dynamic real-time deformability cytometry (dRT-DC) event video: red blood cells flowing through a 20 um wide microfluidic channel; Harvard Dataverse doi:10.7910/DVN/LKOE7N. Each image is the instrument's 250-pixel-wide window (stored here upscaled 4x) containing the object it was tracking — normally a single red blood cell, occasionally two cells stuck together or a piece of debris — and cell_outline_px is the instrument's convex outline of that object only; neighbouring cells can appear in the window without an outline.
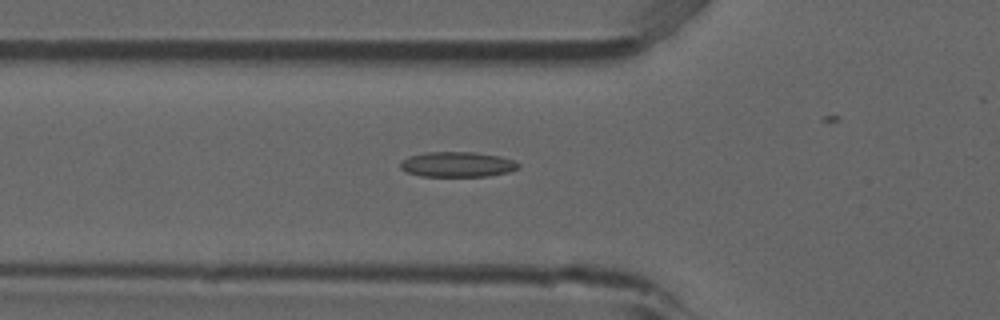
{"species": "common noctule bat (a hibernating species)", "species_latin": "Nyctalus noctula", "temperature_condition": "room temperature", "stored_images_in_passage": 41, "camera_frame_rate_fps": 3000, "um_per_image_px": 0.085, "animal": {"sex": "male", "forearm_length_mm": 52.5}, "frame": {"image": 1, "passage_image": 18, "time_ms": 5.667, "image_size_px": [1000, 320], "cell_outline_px": [[520, 168], [508, 172], [488, 176], [420, 176], [404, 172], [400, 168], [400, 160], [408, 156], [424, 152], [476, 152], [500, 156], [512, 160], [520, 164]], "centroid_in_image_um": [38.83, 13.97], "position_along_channel_um": 87.0, "area_um2": 17.57}}
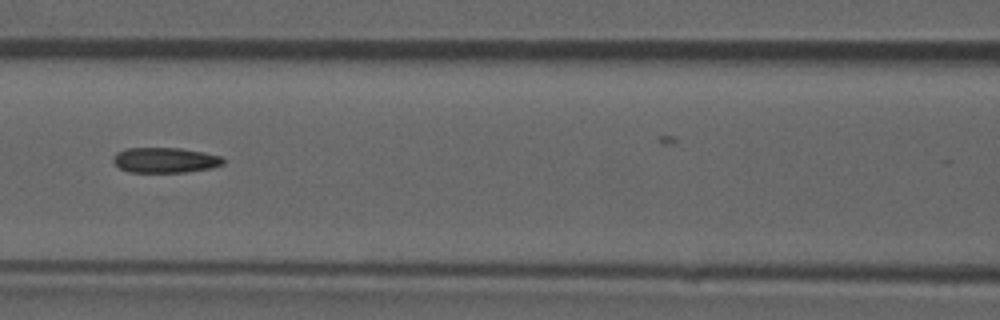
{"frame": {"image": 2, "passage_image": 23, "time_ms": 7.333, "image_size_px": [1000, 320], "cell_outline_px": [[224, 164], [212, 168], [188, 172], [128, 172], [120, 168], [112, 160], [112, 156], [116, 152], [128, 148], [180, 148], [204, 152], [220, 156], [224, 160]], "centroid_in_image_um": [14.03, 13.61], "position_along_channel_um": 152.6, "area_um2": 16.3}}